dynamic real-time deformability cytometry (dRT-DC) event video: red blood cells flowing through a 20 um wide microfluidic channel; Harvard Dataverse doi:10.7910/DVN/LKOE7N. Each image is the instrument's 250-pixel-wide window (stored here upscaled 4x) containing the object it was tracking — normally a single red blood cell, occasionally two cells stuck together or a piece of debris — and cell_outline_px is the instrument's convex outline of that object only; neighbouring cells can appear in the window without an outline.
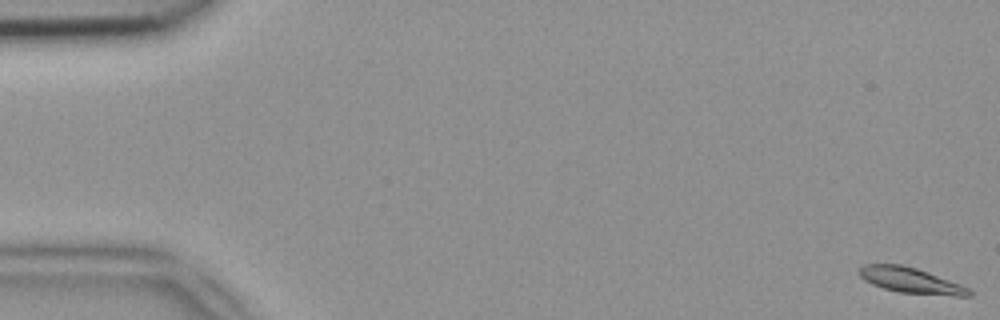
{"species": "common noctule bat (a hibernating species)", "species_latin": "Nyctalus noctula", "temperature_condition": "room temperature", "stored_images_in_passage": 51, "camera_frame_rate_fps": 3000, "um_per_image_px": 0.085, "animal": {"sex": "female", "body_mass_g": 18.4}, "frame": {"image": 1, "passage_image": 1, "time_ms": 0.0, "image_size_px": [1000, 320], "cell_outline_px": [[972, 296], [956, 296], [900, 292], [884, 288], [872, 284], [864, 280], [860, 276], [860, 268], [864, 264], [900, 264], [916, 268], [928, 272], [960, 284], [968, 288], [972, 292]], "centroid_in_image_um": [77.42, 23.83], "position_along_channel_um": 7.6, "area_um2": 16.13}}
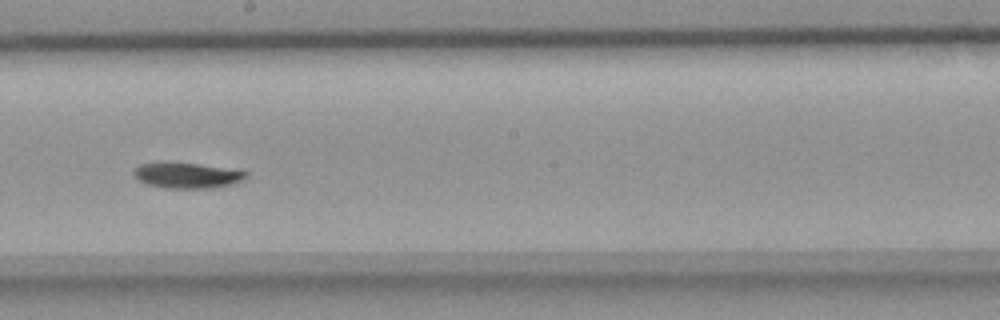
{"frame": {"image": 2, "passage_image": 29, "time_ms": 9.333, "image_size_px": [1000, 320], "cell_outline_px": [[248, 176], [244, 180], [232, 184], [216, 188], [164, 188], [148, 184], [132, 176], [132, 172], [140, 164], [168, 160], [200, 164], [248, 172]], "centroid_in_image_um": [15.87, 14.89], "position_along_channel_um": 232.3, "area_um2": 17.17}}
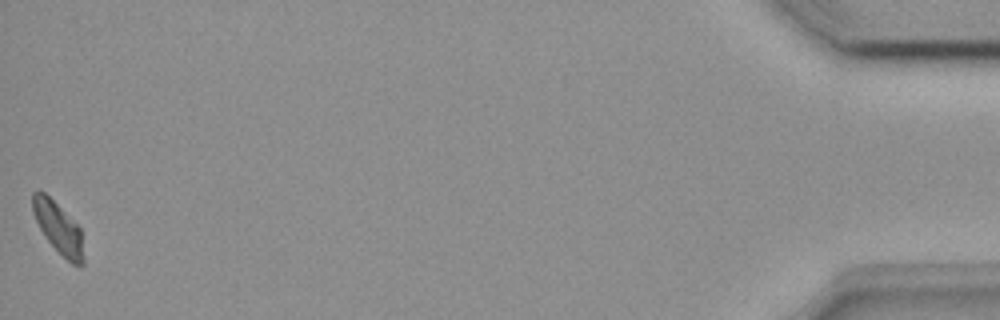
{"frame": {"image": 3, "passage_image": 51, "time_ms": 16.667, "image_size_px": [1000, 320], "cell_outline_px": [[84, 264], [72, 264], [44, 236], [32, 212], [32, 192], [44, 192], [80, 228], [84, 256]], "centroid_in_image_um": [4.95, 19.37], "position_along_channel_um": 430.3, "area_um2": 14.62}}